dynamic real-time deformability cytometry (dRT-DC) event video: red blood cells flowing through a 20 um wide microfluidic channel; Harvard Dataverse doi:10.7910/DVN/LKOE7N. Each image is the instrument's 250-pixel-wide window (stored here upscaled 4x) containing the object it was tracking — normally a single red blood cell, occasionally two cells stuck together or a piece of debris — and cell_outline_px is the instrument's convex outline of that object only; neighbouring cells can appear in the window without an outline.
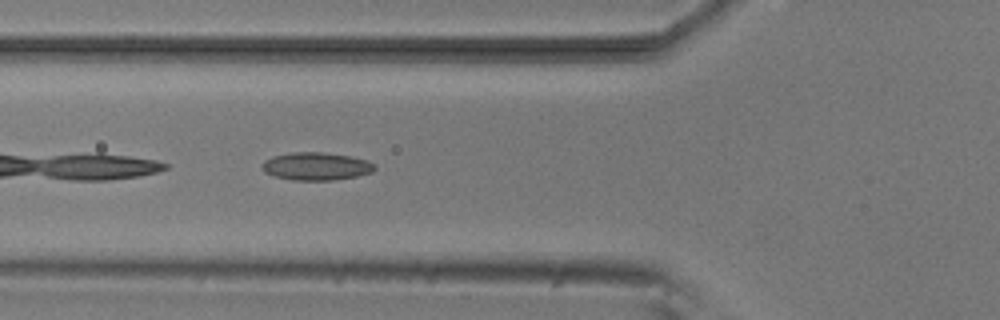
{"species": "common noctule bat (a hibernating species)", "species_latin": "Nyctalus noctula", "temperature_condition": "room temperature", "stored_images_in_passage": 30, "camera_frame_rate_fps": 3000, "um_per_image_px": 0.085, "animal": {"sex": "male", "body_mass_g": 20.5, "forearm_length_mm": 52.5}, "frame": {"image": 1, "passage_image": 4, "time_ms": 1.0, "image_size_px": [1000, 320], "cell_outline_px": [[376, 168], [372, 172], [356, 176], [332, 180], [292, 180], [276, 176], [264, 172], [264, 160], [272, 156], [292, 152], [320, 152], [352, 156], [364, 160], [372, 164]], "centroid_in_image_um": [26.87, 14.13], "position_along_channel_um": 98.9, "area_um2": 17.98}}
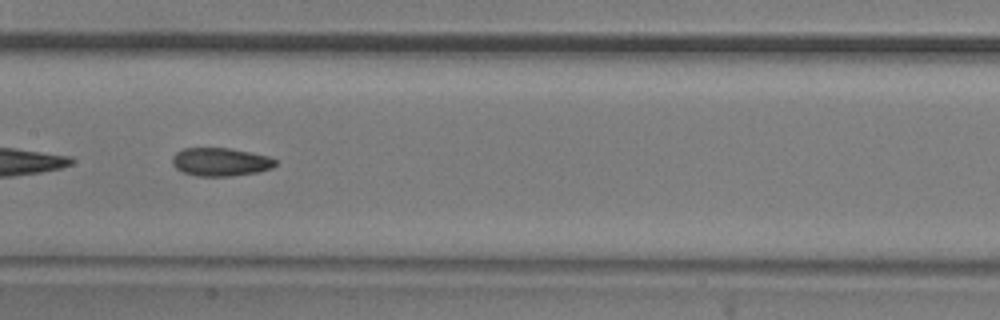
{"frame": {"image": 2, "passage_image": 11, "time_ms": 3.333, "image_size_px": [1000, 320], "cell_outline_px": [[276, 164], [272, 168], [256, 172], [232, 176], [196, 176], [184, 172], [176, 168], [172, 164], [172, 156], [176, 152], [184, 148], [228, 148], [268, 156], [276, 160]], "centroid_in_image_um": [18.72, 13.76], "position_along_channel_um": 188.7, "area_um2": 16.88}}
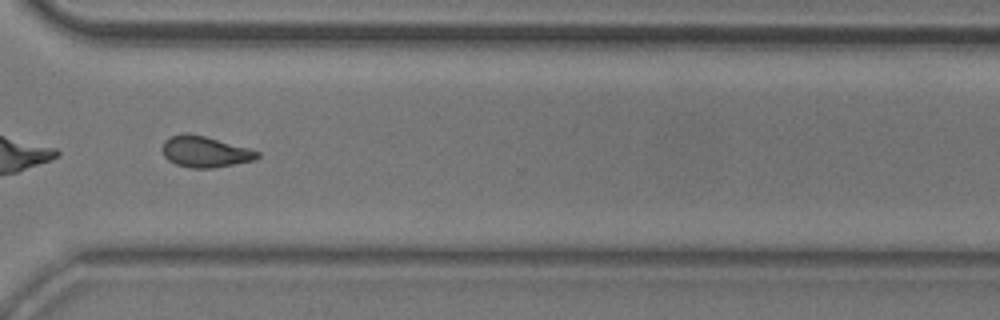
{"frame": {"image": 3, "passage_image": 24, "time_ms": 7.667, "image_size_px": [1000, 320], "cell_outline_px": [[260, 156], [252, 160], [212, 168], [192, 168], [176, 164], [168, 160], [164, 156], [164, 140], [172, 136], [184, 132], [204, 136], [248, 148], [260, 152]], "centroid_in_image_um": [17.41, 12.89], "position_along_channel_um": 353.2, "area_um2": 16.82}, "authors_computed_cell_mechanics": {"area_um2": 16.8776, "velocity_mm_per_s": 3.8105, "shape_relaxation_time_tau1_ms": null, "shape_relaxation_time_tau2_ms": 5.0336, "deformation_change_tau1": null, "deformation_change_tau2": 0.1316}}